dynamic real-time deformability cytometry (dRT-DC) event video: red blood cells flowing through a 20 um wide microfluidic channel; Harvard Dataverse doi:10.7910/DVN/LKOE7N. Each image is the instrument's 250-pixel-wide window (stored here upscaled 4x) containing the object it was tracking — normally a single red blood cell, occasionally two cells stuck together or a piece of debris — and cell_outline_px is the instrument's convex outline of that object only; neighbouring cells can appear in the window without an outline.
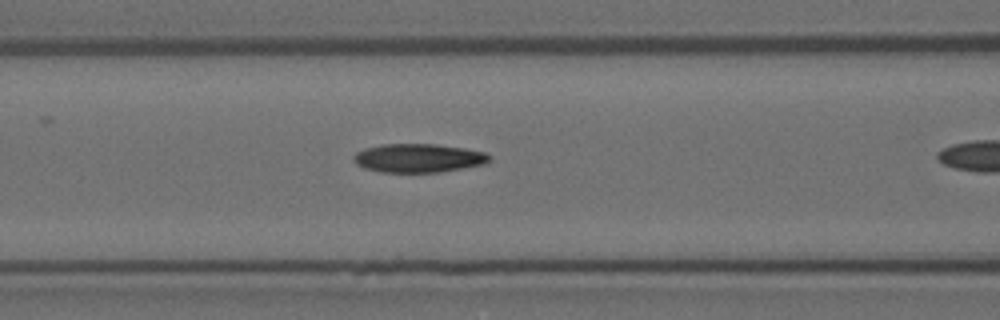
{"species": "Egyptian fruit bat (a non-hibernating species)", "species_latin": "Rousettus aegyptiacus", "temperature_condition": "room temperature", "stored_images_in_passage": 19, "camera_frame_rate_fps": 3000, "um_per_image_px": 0.085, "animal": {"sex": "female"}, "frame": {"image": 1, "passage_image": 11, "time_ms": 3.333, "image_size_px": [1000, 320], "cell_outline_px": [[492, 156], [484, 164], [436, 172], [380, 172], [364, 168], [356, 164], [352, 160], [352, 156], [356, 152], [364, 148], [380, 144], [436, 144], [464, 148], [484, 152]], "centroid_in_image_um": [35.49, 13.42], "position_along_channel_um": 131.1, "area_um2": 22.66}}
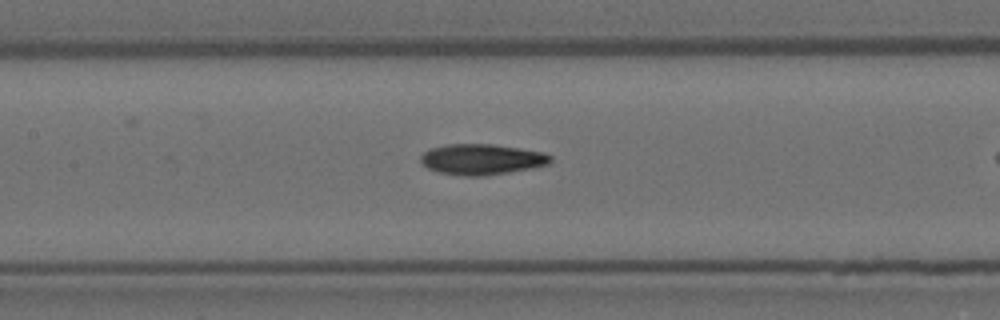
{"frame": {"image": 2, "passage_image": 14, "time_ms": 4.333, "image_size_px": [1000, 320], "cell_outline_px": [[552, 160], [548, 164], [532, 168], [484, 176], [464, 176], [436, 172], [428, 168], [420, 160], [420, 156], [428, 148], [448, 144], [492, 144], [520, 148], [544, 152], [552, 156]], "centroid_in_image_um": [40.93, 13.54], "position_along_channel_um": 166.5, "area_um2": 23.35}}